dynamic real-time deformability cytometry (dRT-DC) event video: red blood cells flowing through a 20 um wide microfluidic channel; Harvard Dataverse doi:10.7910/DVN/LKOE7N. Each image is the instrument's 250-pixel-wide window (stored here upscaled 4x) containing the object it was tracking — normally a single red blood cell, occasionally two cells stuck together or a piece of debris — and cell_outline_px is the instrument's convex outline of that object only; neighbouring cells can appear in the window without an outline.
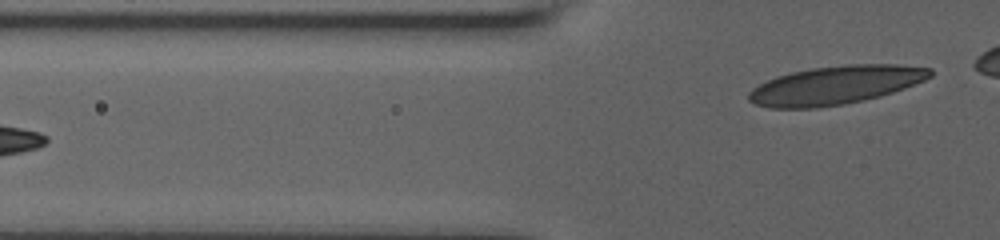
{"species": "human", "species_latin": "Homo sapiens", "temperature_condition": "room temperature", "stored_images_in_passage": 6, "segment_of_instrument_passage": [2, 2], "camera_frame_rate_fps": 3000, "um_per_image_px": 0.085, "donor": {"sex": "male"}, "frame": {"image": 1, "passage_image": 6, "time_ms": 5.0, "image_size_px": [1000, 240], "cell_outline_px": [[932, 76], [924, 80], [904, 88], [880, 96], [864, 100], [844, 104], [816, 108], [768, 108], [756, 104], [748, 100], [748, 92], [752, 88], [776, 76], [792, 72], [812, 68], [844, 64], [896, 64], [932, 68]], "centroid_in_image_um": [71.01, 7.23], "position_along_channel_um": 54.8, "area_um2": 40.69}}